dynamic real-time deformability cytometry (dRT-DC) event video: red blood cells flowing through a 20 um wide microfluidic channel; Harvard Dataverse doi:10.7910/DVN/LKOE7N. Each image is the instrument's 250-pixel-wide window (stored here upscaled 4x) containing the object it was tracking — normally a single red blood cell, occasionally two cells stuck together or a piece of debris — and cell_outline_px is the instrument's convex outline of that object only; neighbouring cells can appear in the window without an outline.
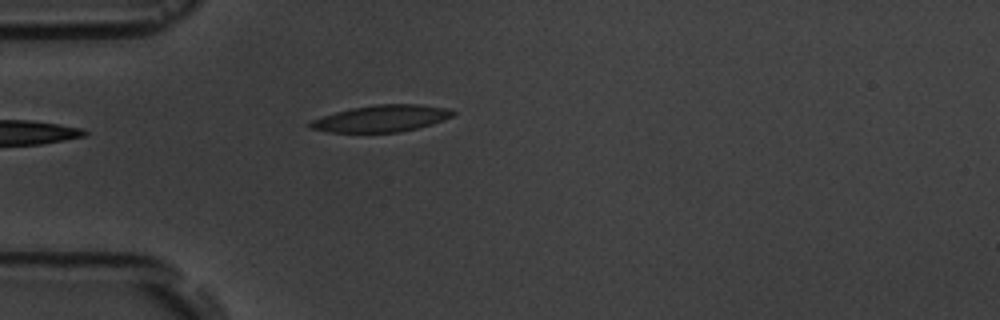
{"species": "common noctule bat (a hibernating species)", "species_latin": "Nyctalus noctula", "temperature_condition": "room temperature", "stored_images_in_passage": 1, "camera_frame_rate_fps": 3000, "um_per_image_px": 0.085, "animal": {"sex": "male", "body_mass_g": 19.5, "forearm_length_mm": 54.6}, "frame": {"image": 1, "passage_image": 1, "time_ms": 0.0, "image_size_px": [1000, 320], "cell_outline_px": [[456, 112], [452, 116], [432, 124], [400, 132], [328, 132], [308, 128], [308, 124], [312, 120], [336, 112], [352, 108], [376, 104], [420, 104], [448, 108]], "centroid_in_image_um": [32.42, 10.07], "position_along_channel_um": 52.6, "area_um2": 22.08}}